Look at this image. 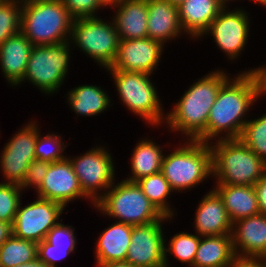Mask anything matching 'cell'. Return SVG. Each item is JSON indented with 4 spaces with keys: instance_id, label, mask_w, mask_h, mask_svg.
I'll return each mask as SVG.
<instances>
[{
    "instance_id": "18",
    "label": "cell",
    "mask_w": 266,
    "mask_h": 267,
    "mask_svg": "<svg viewBox=\"0 0 266 267\" xmlns=\"http://www.w3.org/2000/svg\"><path fill=\"white\" fill-rule=\"evenodd\" d=\"M194 225L198 236L232 234L233 222L229 218L223 199L214 188L201 198L195 212Z\"/></svg>"
},
{
    "instance_id": "45",
    "label": "cell",
    "mask_w": 266,
    "mask_h": 267,
    "mask_svg": "<svg viewBox=\"0 0 266 267\" xmlns=\"http://www.w3.org/2000/svg\"><path fill=\"white\" fill-rule=\"evenodd\" d=\"M122 1H124V0H103L105 5L107 6V8L109 6H113V5H115V4L119 3V2H122Z\"/></svg>"
},
{
    "instance_id": "48",
    "label": "cell",
    "mask_w": 266,
    "mask_h": 267,
    "mask_svg": "<svg viewBox=\"0 0 266 267\" xmlns=\"http://www.w3.org/2000/svg\"><path fill=\"white\" fill-rule=\"evenodd\" d=\"M256 2L257 4H261L262 6L266 7V0H250Z\"/></svg>"
},
{
    "instance_id": "38",
    "label": "cell",
    "mask_w": 266,
    "mask_h": 267,
    "mask_svg": "<svg viewBox=\"0 0 266 267\" xmlns=\"http://www.w3.org/2000/svg\"><path fill=\"white\" fill-rule=\"evenodd\" d=\"M50 163L44 162L38 159L32 161V163L26 169L24 180L20 184L21 188L25 191L28 188L36 190L43 182L44 177L47 174Z\"/></svg>"
},
{
    "instance_id": "19",
    "label": "cell",
    "mask_w": 266,
    "mask_h": 267,
    "mask_svg": "<svg viewBox=\"0 0 266 267\" xmlns=\"http://www.w3.org/2000/svg\"><path fill=\"white\" fill-rule=\"evenodd\" d=\"M147 5L148 38L158 40L165 46L166 42L185 34L179 22L178 7L167 0H147Z\"/></svg>"
},
{
    "instance_id": "4",
    "label": "cell",
    "mask_w": 266,
    "mask_h": 267,
    "mask_svg": "<svg viewBox=\"0 0 266 267\" xmlns=\"http://www.w3.org/2000/svg\"><path fill=\"white\" fill-rule=\"evenodd\" d=\"M73 20L61 0H29L22 3L20 32L34 46L68 42Z\"/></svg>"
},
{
    "instance_id": "15",
    "label": "cell",
    "mask_w": 266,
    "mask_h": 267,
    "mask_svg": "<svg viewBox=\"0 0 266 267\" xmlns=\"http://www.w3.org/2000/svg\"><path fill=\"white\" fill-rule=\"evenodd\" d=\"M164 45L148 37L131 40H119L116 58L106 70L142 72L154 74L159 66Z\"/></svg>"
},
{
    "instance_id": "43",
    "label": "cell",
    "mask_w": 266,
    "mask_h": 267,
    "mask_svg": "<svg viewBox=\"0 0 266 267\" xmlns=\"http://www.w3.org/2000/svg\"><path fill=\"white\" fill-rule=\"evenodd\" d=\"M96 267H133L126 261H115V262H106V263H96Z\"/></svg>"
},
{
    "instance_id": "21",
    "label": "cell",
    "mask_w": 266,
    "mask_h": 267,
    "mask_svg": "<svg viewBox=\"0 0 266 267\" xmlns=\"http://www.w3.org/2000/svg\"><path fill=\"white\" fill-rule=\"evenodd\" d=\"M33 46L21 32L0 44L1 74L11 87L23 79Z\"/></svg>"
},
{
    "instance_id": "12",
    "label": "cell",
    "mask_w": 266,
    "mask_h": 267,
    "mask_svg": "<svg viewBox=\"0 0 266 267\" xmlns=\"http://www.w3.org/2000/svg\"><path fill=\"white\" fill-rule=\"evenodd\" d=\"M22 126L23 128L18 129L7 141L0 153V171L5 179L3 183L20 185L26 169L36 159L35 145L37 132L40 130L38 123L32 120Z\"/></svg>"
},
{
    "instance_id": "44",
    "label": "cell",
    "mask_w": 266,
    "mask_h": 267,
    "mask_svg": "<svg viewBox=\"0 0 266 267\" xmlns=\"http://www.w3.org/2000/svg\"><path fill=\"white\" fill-rule=\"evenodd\" d=\"M14 267H47L44 263H42L38 258H36L34 261L20 264Z\"/></svg>"
},
{
    "instance_id": "7",
    "label": "cell",
    "mask_w": 266,
    "mask_h": 267,
    "mask_svg": "<svg viewBox=\"0 0 266 267\" xmlns=\"http://www.w3.org/2000/svg\"><path fill=\"white\" fill-rule=\"evenodd\" d=\"M114 79L119 99L123 105L142 121L157 128L165 123L167 114L159 99L152 75L142 72L106 70ZM164 112V113H163ZM164 115V116H163Z\"/></svg>"
},
{
    "instance_id": "29",
    "label": "cell",
    "mask_w": 266,
    "mask_h": 267,
    "mask_svg": "<svg viewBox=\"0 0 266 267\" xmlns=\"http://www.w3.org/2000/svg\"><path fill=\"white\" fill-rule=\"evenodd\" d=\"M37 243L11 235L0 247V266L14 267L37 258Z\"/></svg>"
},
{
    "instance_id": "35",
    "label": "cell",
    "mask_w": 266,
    "mask_h": 267,
    "mask_svg": "<svg viewBox=\"0 0 266 267\" xmlns=\"http://www.w3.org/2000/svg\"><path fill=\"white\" fill-rule=\"evenodd\" d=\"M63 218L49 230L45 240L53 245V248L76 249L77 238L75 228L62 223Z\"/></svg>"
},
{
    "instance_id": "14",
    "label": "cell",
    "mask_w": 266,
    "mask_h": 267,
    "mask_svg": "<svg viewBox=\"0 0 266 267\" xmlns=\"http://www.w3.org/2000/svg\"><path fill=\"white\" fill-rule=\"evenodd\" d=\"M171 218L163 216L159 221L132 227V235L126 262L133 267H165L166 238L163 222Z\"/></svg>"
},
{
    "instance_id": "3",
    "label": "cell",
    "mask_w": 266,
    "mask_h": 267,
    "mask_svg": "<svg viewBox=\"0 0 266 267\" xmlns=\"http://www.w3.org/2000/svg\"><path fill=\"white\" fill-rule=\"evenodd\" d=\"M209 146L215 183L255 185L266 172V163L240 139L212 141Z\"/></svg>"
},
{
    "instance_id": "5",
    "label": "cell",
    "mask_w": 266,
    "mask_h": 267,
    "mask_svg": "<svg viewBox=\"0 0 266 267\" xmlns=\"http://www.w3.org/2000/svg\"><path fill=\"white\" fill-rule=\"evenodd\" d=\"M185 143V144H184ZM164 154L161 172L174 192H186L212 177V152L208 143L187 140Z\"/></svg>"
},
{
    "instance_id": "41",
    "label": "cell",
    "mask_w": 266,
    "mask_h": 267,
    "mask_svg": "<svg viewBox=\"0 0 266 267\" xmlns=\"http://www.w3.org/2000/svg\"><path fill=\"white\" fill-rule=\"evenodd\" d=\"M243 72H251L262 91L266 94V64L265 66H259L258 68L243 70Z\"/></svg>"
},
{
    "instance_id": "27",
    "label": "cell",
    "mask_w": 266,
    "mask_h": 267,
    "mask_svg": "<svg viewBox=\"0 0 266 267\" xmlns=\"http://www.w3.org/2000/svg\"><path fill=\"white\" fill-rule=\"evenodd\" d=\"M163 152L165 151L162 145L157 144L153 139H139L133 148L129 162L132 173L125 180L136 182L143 177L160 172L165 154Z\"/></svg>"
},
{
    "instance_id": "8",
    "label": "cell",
    "mask_w": 266,
    "mask_h": 267,
    "mask_svg": "<svg viewBox=\"0 0 266 267\" xmlns=\"http://www.w3.org/2000/svg\"><path fill=\"white\" fill-rule=\"evenodd\" d=\"M73 44L62 42L33 46L23 79L16 85L28 82L45 95L57 93L64 84L70 65V51Z\"/></svg>"
},
{
    "instance_id": "28",
    "label": "cell",
    "mask_w": 266,
    "mask_h": 267,
    "mask_svg": "<svg viewBox=\"0 0 266 267\" xmlns=\"http://www.w3.org/2000/svg\"><path fill=\"white\" fill-rule=\"evenodd\" d=\"M141 188L142 192L150 200V202L166 217L173 220L177 213L168 200L171 197V193L174 191L171 189L169 182L165 179L163 173L160 171L150 176L143 177L136 181ZM169 197V199H168Z\"/></svg>"
},
{
    "instance_id": "36",
    "label": "cell",
    "mask_w": 266,
    "mask_h": 267,
    "mask_svg": "<svg viewBox=\"0 0 266 267\" xmlns=\"http://www.w3.org/2000/svg\"><path fill=\"white\" fill-rule=\"evenodd\" d=\"M70 15L76 18L97 17V11L107 7L103 0H61ZM97 14V15H96Z\"/></svg>"
},
{
    "instance_id": "1",
    "label": "cell",
    "mask_w": 266,
    "mask_h": 267,
    "mask_svg": "<svg viewBox=\"0 0 266 267\" xmlns=\"http://www.w3.org/2000/svg\"><path fill=\"white\" fill-rule=\"evenodd\" d=\"M263 95L266 94L251 72L240 71L234 78L229 77L220 87L209 112L207 143L239 139L249 119H246L248 111Z\"/></svg>"
},
{
    "instance_id": "40",
    "label": "cell",
    "mask_w": 266,
    "mask_h": 267,
    "mask_svg": "<svg viewBox=\"0 0 266 267\" xmlns=\"http://www.w3.org/2000/svg\"><path fill=\"white\" fill-rule=\"evenodd\" d=\"M231 267H266V259L236 257Z\"/></svg>"
},
{
    "instance_id": "2",
    "label": "cell",
    "mask_w": 266,
    "mask_h": 267,
    "mask_svg": "<svg viewBox=\"0 0 266 267\" xmlns=\"http://www.w3.org/2000/svg\"><path fill=\"white\" fill-rule=\"evenodd\" d=\"M230 77L223 69H216L197 79L185 91L167 114L164 125L168 131L181 132L186 140L207 143V121L211 107L222 84ZM170 129V130H169Z\"/></svg>"
},
{
    "instance_id": "6",
    "label": "cell",
    "mask_w": 266,
    "mask_h": 267,
    "mask_svg": "<svg viewBox=\"0 0 266 267\" xmlns=\"http://www.w3.org/2000/svg\"><path fill=\"white\" fill-rule=\"evenodd\" d=\"M92 207L116 222L131 226L159 221L164 215L150 202L136 182L125 179L112 184Z\"/></svg>"
},
{
    "instance_id": "46",
    "label": "cell",
    "mask_w": 266,
    "mask_h": 267,
    "mask_svg": "<svg viewBox=\"0 0 266 267\" xmlns=\"http://www.w3.org/2000/svg\"><path fill=\"white\" fill-rule=\"evenodd\" d=\"M167 1H169L172 5H175L176 7H179L186 0H167Z\"/></svg>"
},
{
    "instance_id": "26",
    "label": "cell",
    "mask_w": 266,
    "mask_h": 267,
    "mask_svg": "<svg viewBox=\"0 0 266 267\" xmlns=\"http://www.w3.org/2000/svg\"><path fill=\"white\" fill-rule=\"evenodd\" d=\"M67 104L78 116L93 117L111 107V99L104 88L96 85H78L67 93Z\"/></svg>"
},
{
    "instance_id": "31",
    "label": "cell",
    "mask_w": 266,
    "mask_h": 267,
    "mask_svg": "<svg viewBox=\"0 0 266 267\" xmlns=\"http://www.w3.org/2000/svg\"><path fill=\"white\" fill-rule=\"evenodd\" d=\"M239 139L266 163V113L248 120Z\"/></svg>"
},
{
    "instance_id": "10",
    "label": "cell",
    "mask_w": 266,
    "mask_h": 267,
    "mask_svg": "<svg viewBox=\"0 0 266 267\" xmlns=\"http://www.w3.org/2000/svg\"><path fill=\"white\" fill-rule=\"evenodd\" d=\"M68 158L83 193L91 200V204L95 205L116 180L111 153L105 146L96 145L80 156Z\"/></svg>"
},
{
    "instance_id": "9",
    "label": "cell",
    "mask_w": 266,
    "mask_h": 267,
    "mask_svg": "<svg viewBox=\"0 0 266 267\" xmlns=\"http://www.w3.org/2000/svg\"><path fill=\"white\" fill-rule=\"evenodd\" d=\"M119 40L113 20L107 22L100 17L73 20L69 42L105 70L111 67L116 58Z\"/></svg>"
},
{
    "instance_id": "37",
    "label": "cell",
    "mask_w": 266,
    "mask_h": 267,
    "mask_svg": "<svg viewBox=\"0 0 266 267\" xmlns=\"http://www.w3.org/2000/svg\"><path fill=\"white\" fill-rule=\"evenodd\" d=\"M75 249L53 248L45 239L37 245V258L47 267H57L58 261H62L73 253Z\"/></svg>"
},
{
    "instance_id": "23",
    "label": "cell",
    "mask_w": 266,
    "mask_h": 267,
    "mask_svg": "<svg viewBox=\"0 0 266 267\" xmlns=\"http://www.w3.org/2000/svg\"><path fill=\"white\" fill-rule=\"evenodd\" d=\"M132 227L126 223L114 222L97 237L95 263L125 261L132 235Z\"/></svg>"
},
{
    "instance_id": "47",
    "label": "cell",
    "mask_w": 266,
    "mask_h": 267,
    "mask_svg": "<svg viewBox=\"0 0 266 267\" xmlns=\"http://www.w3.org/2000/svg\"><path fill=\"white\" fill-rule=\"evenodd\" d=\"M235 0H218V2L224 7L227 8V6H230L228 4H231V2H233ZM238 1V0H237ZM230 2V3H229ZM228 3V4H227Z\"/></svg>"
},
{
    "instance_id": "42",
    "label": "cell",
    "mask_w": 266,
    "mask_h": 267,
    "mask_svg": "<svg viewBox=\"0 0 266 267\" xmlns=\"http://www.w3.org/2000/svg\"><path fill=\"white\" fill-rule=\"evenodd\" d=\"M12 235V224L0 221V247Z\"/></svg>"
},
{
    "instance_id": "33",
    "label": "cell",
    "mask_w": 266,
    "mask_h": 267,
    "mask_svg": "<svg viewBox=\"0 0 266 267\" xmlns=\"http://www.w3.org/2000/svg\"><path fill=\"white\" fill-rule=\"evenodd\" d=\"M22 2L4 0L0 3V44L20 32Z\"/></svg>"
},
{
    "instance_id": "39",
    "label": "cell",
    "mask_w": 266,
    "mask_h": 267,
    "mask_svg": "<svg viewBox=\"0 0 266 267\" xmlns=\"http://www.w3.org/2000/svg\"><path fill=\"white\" fill-rule=\"evenodd\" d=\"M259 202L260 214L266 215V172L254 185Z\"/></svg>"
},
{
    "instance_id": "22",
    "label": "cell",
    "mask_w": 266,
    "mask_h": 267,
    "mask_svg": "<svg viewBox=\"0 0 266 267\" xmlns=\"http://www.w3.org/2000/svg\"><path fill=\"white\" fill-rule=\"evenodd\" d=\"M223 8L218 0H186L178 7L182 30L192 40L200 39Z\"/></svg>"
},
{
    "instance_id": "13",
    "label": "cell",
    "mask_w": 266,
    "mask_h": 267,
    "mask_svg": "<svg viewBox=\"0 0 266 267\" xmlns=\"http://www.w3.org/2000/svg\"><path fill=\"white\" fill-rule=\"evenodd\" d=\"M241 7L223 8L209 28L202 35L212 36L218 49L230 60H237L248 43L250 15ZM210 33V34H209Z\"/></svg>"
},
{
    "instance_id": "11",
    "label": "cell",
    "mask_w": 266,
    "mask_h": 267,
    "mask_svg": "<svg viewBox=\"0 0 266 267\" xmlns=\"http://www.w3.org/2000/svg\"><path fill=\"white\" fill-rule=\"evenodd\" d=\"M21 205L22 201L12 224V235L37 244L46 238L66 209L59 203L39 197L23 207Z\"/></svg>"
},
{
    "instance_id": "30",
    "label": "cell",
    "mask_w": 266,
    "mask_h": 267,
    "mask_svg": "<svg viewBox=\"0 0 266 267\" xmlns=\"http://www.w3.org/2000/svg\"><path fill=\"white\" fill-rule=\"evenodd\" d=\"M200 242V236L188 232H178L172 236L165 244V267H169V258L173 255L175 259L181 263L188 264L189 267L193 265L194 258L197 252V248Z\"/></svg>"
},
{
    "instance_id": "24",
    "label": "cell",
    "mask_w": 266,
    "mask_h": 267,
    "mask_svg": "<svg viewBox=\"0 0 266 267\" xmlns=\"http://www.w3.org/2000/svg\"><path fill=\"white\" fill-rule=\"evenodd\" d=\"M213 188L224 201L230 220L234 223L243 218L260 214L254 185H228L215 183Z\"/></svg>"
},
{
    "instance_id": "32",
    "label": "cell",
    "mask_w": 266,
    "mask_h": 267,
    "mask_svg": "<svg viewBox=\"0 0 266 267\" xmlns=\"http://www.w3.org/2000/svg\"><path fill=\"white\" fill-rule=\"evenodd\" d=\"M56 132L48 133L47 135H41V130L37 132V139L35 145V157L38 160L53 163L65 159L64 151L67 147V143L64 144V140L60 134Z\"/></svg>"
},
{
    "instance_id": "17",
    "label": "cell",
    "mask_w": 266,
    "mask_h": 267,
    "mask_svg": "<svg viewBox=\"0 0 266 267\" xmlns=\"http://www.w3.org/2000/svg\"><path fill=\"white\" fill-rule=\"evenodd\" d=\"M231 235L236 257L266 259V215L235 221Z\"/></svg>"
},
{
    "instance_id": "20",
    "label": "cell",
    "mask_w": 266,
    "mask_h": 267,
    "mask_svg": "<svg viewBox=\"0 0 266 267\" xmlns=\"http://www.w3.org/2000/svg\"><path fill=\"white\" fill-rule=\"evenodd\" d=\"M112 17L120 40H131L148 37L147 0H124L113 6Z\"/></svg>"
},
{
    "instance_id": "16",
    "label": "cell",
    "mask_w": 266,
    "mask_h": 267,
    "mask_svg": "<svg viewBox=\"0 0 266 267\" xmlns=\"http://www.w3.org/2000/svg\"><path fill=\"white\" fill-rule=\"evenodd\" d=\"M35 193L37 197L59 203L64 208L71 201L88 198L80 187L68 156L50 163L47 174Z\"/></svg>"
},
{
    "instance_id": "49",
    "label": "cell",
    "mask_w": 266,
    "mask_h": 267,
    "mask_svg": "<svg viewBox=\"0 0 266 267\" xmlns=\"http://www.w3.org/2000/svg\"><path fill=\"white\" fill-rule=\"evenodd\" d=\"M10 1H19V2H26V1H29V0H10Z\"/></svg>"
},
{
    "instance_id": "25",
    "label": "cell",
    "mask_w": 266,
    "mask_h": 267,
    "mask_svg": "<svg viewBox=\"0 0 266 267\" xmlns=\"http://www.w3.org/2000/svg\"><path fill=\"white\" fill-rule=\"evenodd\" d=\"M235 258L232 235L200 236L191 267H231Z\"/></svg>"
},
{
    "instance_id": "34",
    "label": "cell",
    "mask_w": 266,
    "mask_h": 267,
    "mask_svg": "<svg viewBox=\"0 0 266 267\" xmlns=\"http://www.w3.org/2000/svg\"><path fill=\"white\" fill-rule=\"evenodd\" d=\"M23 192L19 184L0 182V221L13 224Z\"/></svg>"
}]
</instances>
